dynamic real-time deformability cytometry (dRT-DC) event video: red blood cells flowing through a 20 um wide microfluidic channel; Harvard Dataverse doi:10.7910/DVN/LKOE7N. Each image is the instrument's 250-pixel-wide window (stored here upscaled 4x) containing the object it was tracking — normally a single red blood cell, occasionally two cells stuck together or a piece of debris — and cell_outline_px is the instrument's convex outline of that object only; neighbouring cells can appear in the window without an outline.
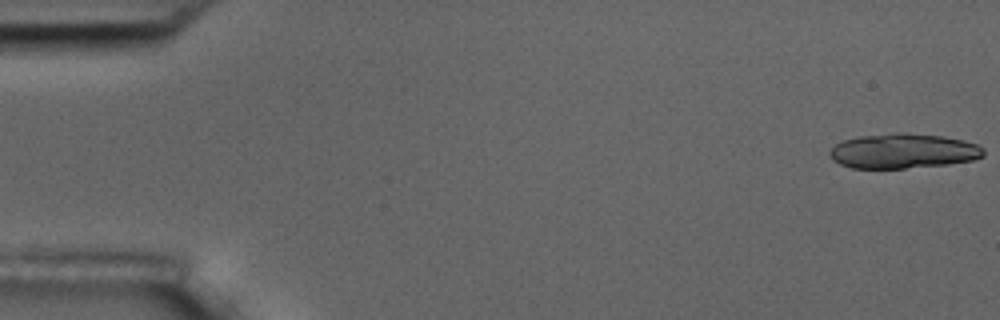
{"species": "common noctule bat (a hibernating species)", "species_latin": "Nyctalus noctula", "temperature_condition": "room temperature", "stored_images_in_passage": 6, "camera_frame_rate_fps": 3000, "um_per_image_px": 0.085, "animal": {"sex": "male", "body_mass_g": 17.5, "forearm_length_mm": 52.3}, "frame": {"image": 1, "passage_image": 1, "time_ms": 0.0, "image_size_px": [1000, 320], "cell_outline_px": [[984, 156], [976, 160], [948, 164], [904, 168], [852, 168], [840, 164], [832, 160], [828, 152], [836, 144], [844, 140], [860, 136], [896, 132], [904, 132], [944, 136], [964, 140], [976, 144], [984, 148]], "centroid_in_image_um": [76.8, 12.83], "position_along_channel_um": 8.2, "area_um2": 31.44}}
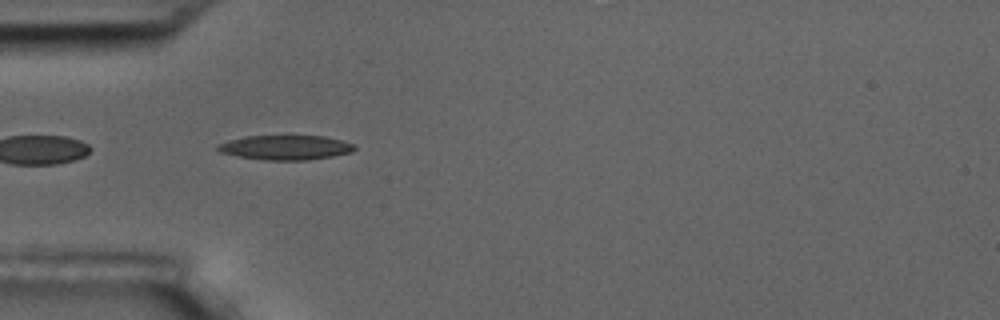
{"frame": {"image": 2, "passage_image": 5, "time_ms": 5.667, "image_size_px": [1000, 320], "cell_outline_px": [[356, 148], [352, 152], [332, 156], [308, 160], [264, 160], [236, 156], [220, 152], [216, 148], [216, 144], [228, 140], [244, 136], [324, 136], [356, 144]], "centroid_in_image_um": [24.25, 12.54], "position_along_channel_um": 60.8, "area_um2": 19.71}}